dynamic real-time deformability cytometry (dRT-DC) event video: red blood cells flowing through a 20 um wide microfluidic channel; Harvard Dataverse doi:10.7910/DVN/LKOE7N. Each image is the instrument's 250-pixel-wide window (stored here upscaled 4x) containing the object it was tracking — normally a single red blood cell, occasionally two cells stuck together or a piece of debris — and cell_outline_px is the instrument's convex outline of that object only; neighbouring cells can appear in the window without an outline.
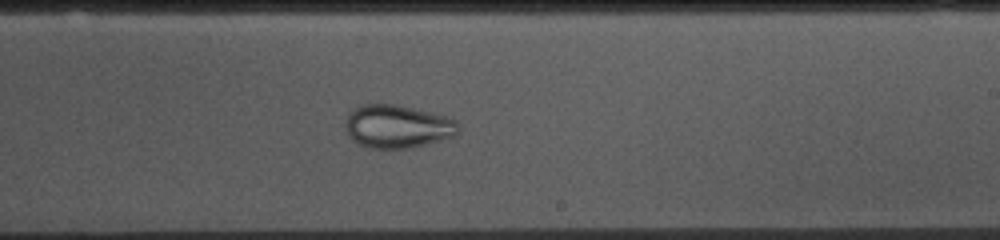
{"species": "common noctule bat (a hibernating species)", "species_latin": "Nyctalus noctula", "temperature_condition": "cold", "stored_images_in_passage": 54, "camera_frame_rate_fps": 3000, "um_per_image_px": 0.085, "animal": {"sex": "female", "body_mass_g": 10.0, "forearm_length_mm": 53.1}, "frame": {"image": 1, "passage_image": 31, "time_ms": 10.0, "image_size_px": [1000, 240], "cell_outline_px": [[460, 128], [456, 136], [428, 144], [408, 148], [368, 148], [352, 140], [348, 136], [344, 124], [348, 112], [352, 108], [364, 104], [392, 104], [412, 108], [444, 116], [456, 120]], "centroid_in_image_um": [33.75, 10.75], "position_along_channel_um": 255.2, "area_um2": 28.55}}
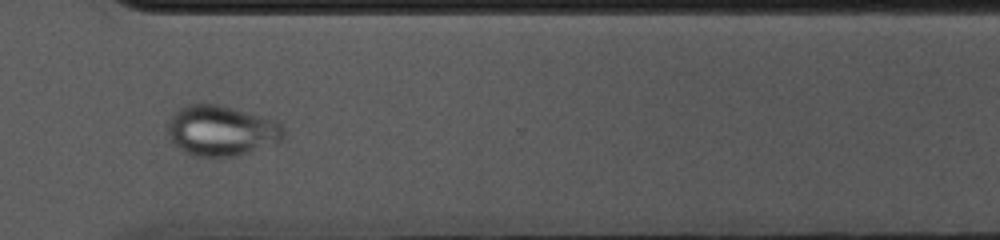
{"frame": {"image": 2, "passage_image": 39, "time_ms": 12.667, "image_size_px": [1000, 240], "cell_outline_px": [[284, 140], [280, 144], [240, 156], [192, 156], [184, 152], [168, 140], [168, 120], [176, 108], [188, 104], [220, 104], [276, 120], [284, 128]], "centroid_in_image_um": [18.84, 11.12], "position_along_channel_um": 351.8, "area_um2": 35.03}}
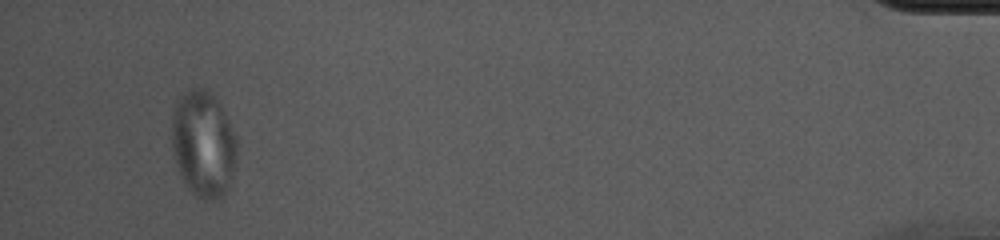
{"frame": {"image": 3, "passage_image": 51, "time_ms": 16.667, "image_size_px": [1000, 240], "cell_outline_px": [[236, 156], [232, 176], [228, 188], [216, 200], [204, 200], [196, 196], [188, 188], [180, 172], [176, 160], [172, 144], [172, 116], [180, 96], [192, 88], [204, 88], [220, 104], [236, 136]], "centroid_in_image_um": [17.29, 12.24], "position_along_channel_um": 417.9, "area_um2": 39.65}}